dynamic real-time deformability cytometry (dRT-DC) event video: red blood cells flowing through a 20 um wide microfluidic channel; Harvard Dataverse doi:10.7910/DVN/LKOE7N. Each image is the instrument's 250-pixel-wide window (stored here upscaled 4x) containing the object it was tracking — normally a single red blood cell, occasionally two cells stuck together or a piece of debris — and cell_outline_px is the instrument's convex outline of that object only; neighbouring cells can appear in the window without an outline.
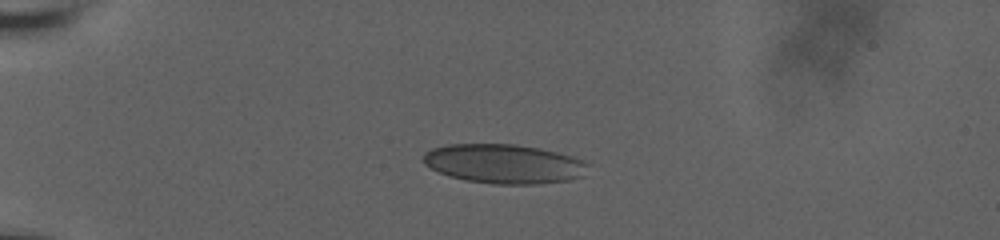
{"species": "human", "species_latin": "Homo sapiens", "temperature_condition": "room temperature", "stored_images_in_passage": 43, "camera_frame_rate_fps": 3000, "um_per_image_px": 0.085, "donor": {"sex": "male"}, "frame": {"image": 1, "passage_image": 1, "time_ms": 0.0, "image_size_px": [1000, 240], "cell_outline_px": [[588, 164], [584, 176], [568, 180], [536, 184], [492, 184], [468, 180], [448, 176], [424, 164], [424, 152], [432, 148], [448, 144], [512, 144], [540, 148], [572, 156], [584, 160]], "centroid_in_image_um": [42.85, 13.92], "position_along_channel_um": 42.2, "area_um2": 37.63}}
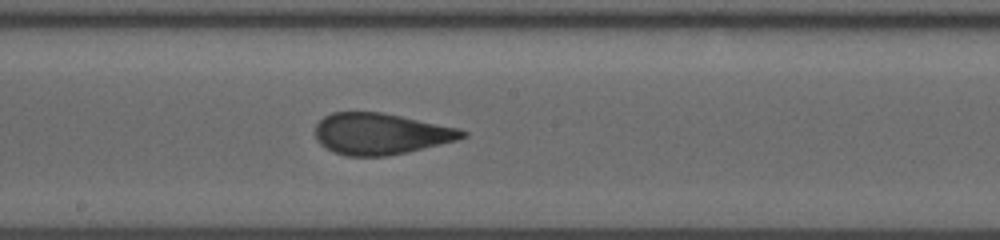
{"frame": {"image": 2, "passage_image": 19, "time_ms": 6.0, "image_size_px": [1000, 240], "cell_outline_px": [[468, 136], [456, 140], [408, 152], [388, 156], [348, 156], [324, 148], [316, 140], [316, 124], [324, 116], [332, 112], [380, 112], [460, 128], [468, 132]], "centroid_in_image_um": [32.36, 11.37], "position_along_channel_um": 215.8, "area_um2": 35.37}}
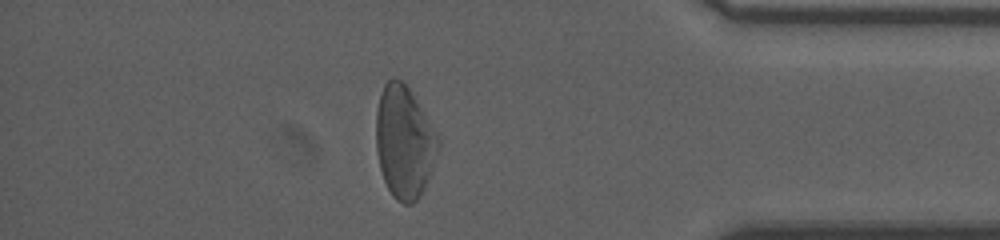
{"frame": {"image": 3, "passage_image": 36, "time_ms": 11.667, "image_size_px": [1000, 240], "cell_outline_px": [[440, 148], [424, 188], [420, 196], [412, 204], [404, 204], [396, 200], [392, 196], [384, 180], [380, 168], [376, 152], [376, 112], [380, 96], [384, 84], [392, 76], [400, 80], [408, 88], [436, 132], [440, 140]], "centroid_in_image_um": [34.35, 12.1], "position_along_channel_um": 400.8, "area_um2": 40.46}, "authors_computed_cell_mechanics": {"area_um2": 36.1828, "velocity_mm_per_s": 3.7152, "shape_relaxation_time_tau1_ms": 5.4313, "shape_relaxation_time_tau2_ms": 0.6614, "deformation_change_tau1": 0.1577, "deformation_change_tau2": 0.0518}}